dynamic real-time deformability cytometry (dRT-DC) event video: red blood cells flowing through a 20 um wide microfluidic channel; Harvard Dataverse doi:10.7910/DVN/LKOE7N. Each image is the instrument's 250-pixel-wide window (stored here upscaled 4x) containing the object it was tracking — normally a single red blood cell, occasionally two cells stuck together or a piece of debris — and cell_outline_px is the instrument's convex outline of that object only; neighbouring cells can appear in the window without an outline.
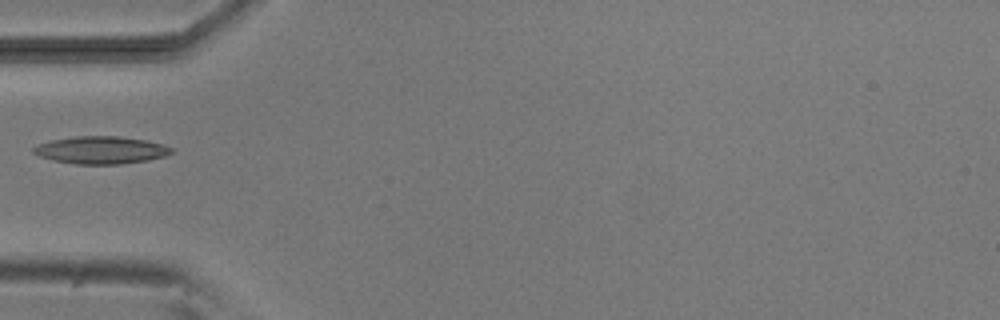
{"species": "common noctule bat (a hibernating species)", "species_latin": "Nyctalus noctula", "temperature_condition": "room temperature", "stored_images_in_passage": 3, "camera_frame_rate_fps": 3000, "um_per_image_px": 0.085, "animal": {"sex": "male", "body_mass_g": 20.5, "forearm_length_mm": 52.5}, "frame": {"image": 1, "passage_image": 2, "time_ms": 1.333, "image_size_px": [1000, 320], "cell_outline_px": [[172, 152], [164, 156], [148, 160], [120, 164], [76, 164], [52, 160], [40, 156], [32, 152], [32, 148], [40, 144], [52, 140], [76, 136], [120, 136], [148, 140], [164, 144], [172, 148]], "centroid_in_image_um": [8.6, 12.75], "position_along_channel_um": 76.4, "area_um2": 22.08}}
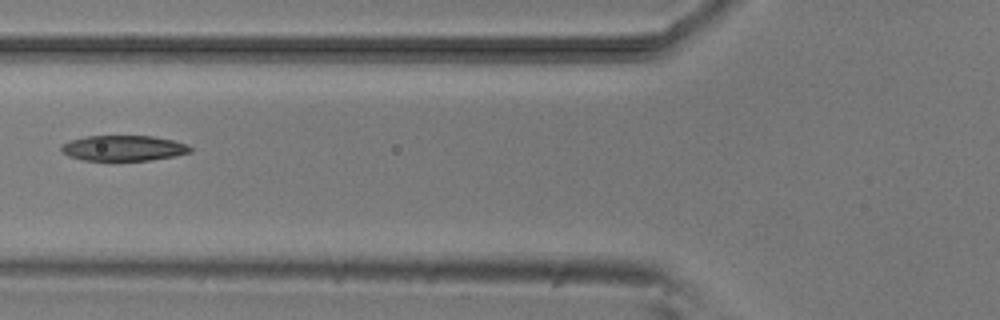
{"frame": {"image": 2, "passage_image": 3, "time_ms": 2.333, "image_size_px": [1000, 320], "cell_outline_px": [[192, 152], [176, 156], [148, 160], [84, 160], [68, 156], [60, 152], [60, 144], [68, 140], [84, 136], [152, 136], [172, 140], [188, 144], [192, 148]], "centroid_in_image_um": [10.46, 12.58], "position_along_channel_um": 115.3, "area_um2": 19.36}}